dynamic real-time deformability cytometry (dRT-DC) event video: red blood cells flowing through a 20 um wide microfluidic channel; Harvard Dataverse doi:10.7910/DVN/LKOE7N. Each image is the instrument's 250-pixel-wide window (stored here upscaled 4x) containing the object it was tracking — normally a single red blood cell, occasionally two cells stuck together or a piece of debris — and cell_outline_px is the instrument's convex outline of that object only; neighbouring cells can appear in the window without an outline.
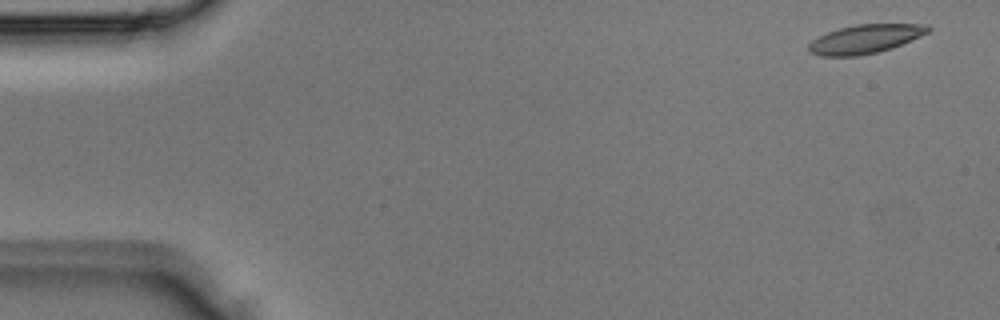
{"species": "Egyptian fruit bat (a non-hibernating species)", "species_latin": "Rousettus aegyptiacus", "temperature_condition": "room temperature", "stored_images_in_passage": 5, "camera_frame_rate_fps": 3000, "um_per_image_px": 0.085, "animal": {"sex": "male"}, "frame": {"image": 1, "passage_image": 1, "time_ms": 0.0, "image_size_px": [1000, 320], "cell_outline_px": [[932, 28], [928, 32], [920, 36], [892, 48], [876, 52], [856, 56], [820, 56], [808, 52], [808, 44], [812, 40], [828, 32], [840, 28], [856, 24], [928, 24]], "centroid_in_image_um": [73.53, 3.31], "position_along_channel_um": 11.5, "area_um2": 19.94}}
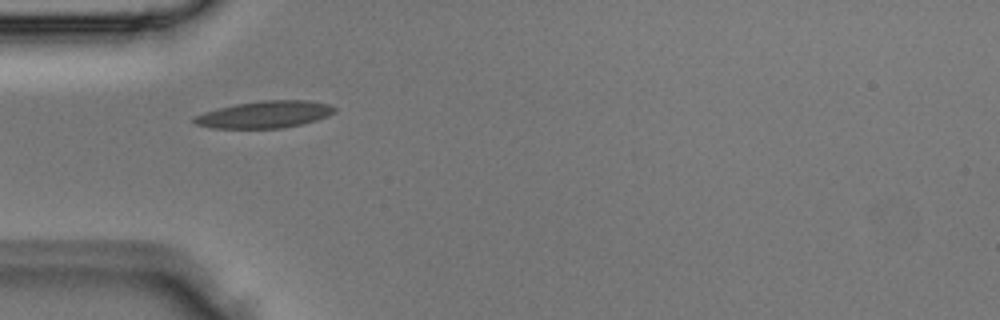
{"frame": {"image": 2, "passage_image": 4, "time_ms": 1.0, "image_size_px": [1000, 320], "cell_outline_px": [[336, 112], [328, 116], [316, 120], [300, 124], [280, 128], [212, 128], [196, 124], [192, 120], [192, 116], [204, 112], [236, 104], [264, 100], [308, 100], [328, 104], [336, 108]], "centroid_in_image_um": [22.5, 9.73], "position_along_channel_um": 62.5, "area_um2": 21.96}}
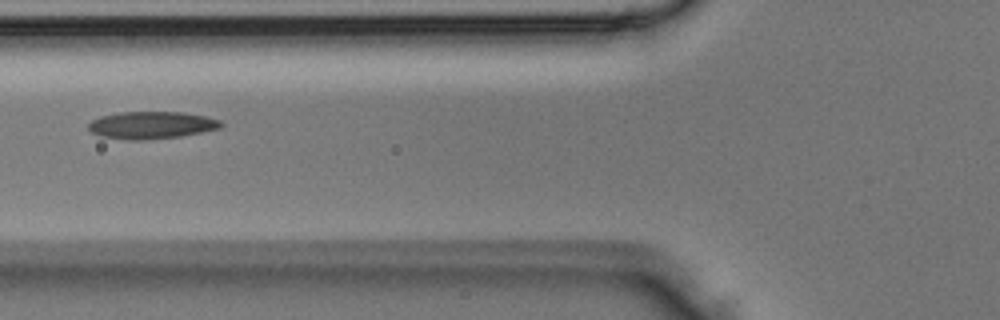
{"frame": {"image": 3, "passage_image": 5, "time_ms": 1.333, "image_size_px": [1000, 320], "cell_outline_px": [[224, 124], [220, 128], [180, 136], [144, 140], [128, 140], [100, 136], [92, 132], [88, 128], [88, 124], [92, 120], [100, 116], [120, 112], [184, 112], [204, 116], [220, 120]], "centroid_in_image_um": [12.86, 10.63], "position_along_channel_um": 112.9, "area_um2": 21.04}}